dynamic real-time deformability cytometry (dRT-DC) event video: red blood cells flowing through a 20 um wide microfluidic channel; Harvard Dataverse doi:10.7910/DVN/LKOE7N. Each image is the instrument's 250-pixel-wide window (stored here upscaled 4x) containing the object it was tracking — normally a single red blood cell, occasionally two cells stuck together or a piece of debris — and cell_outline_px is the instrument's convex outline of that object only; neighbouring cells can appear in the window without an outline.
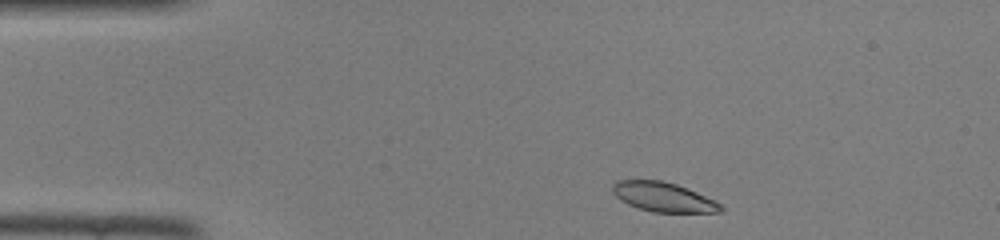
{"species": "common noctule bat (a hibernating species)", "species_latin": "Nyctalus noctula", "temperature_condition": "room temperature", "stored_images_in_passage": 40, "camera_frame_rate_fps": 3000, "um_per_image_px": 0.085, "animal": {"sex": "female", "body_mass_g": 22.0, "forearm_length_mm": 56.7}, "frame": {"image": 1, "passage_image": 2, "time_ms": 0.333, "image_size_px": [1000, 240], "cell_outline_px": [[724, 208], [720, 212], [652, 212], [628, 204], [620, 200], [612, 192], [612, 184], [616, 180], [660, 180], [676, 184], [716, 200]], "centroid_in_image_um": [56.37, 16.74], "position_along_channel_um": 28.6, "area_um2": 18.5}}
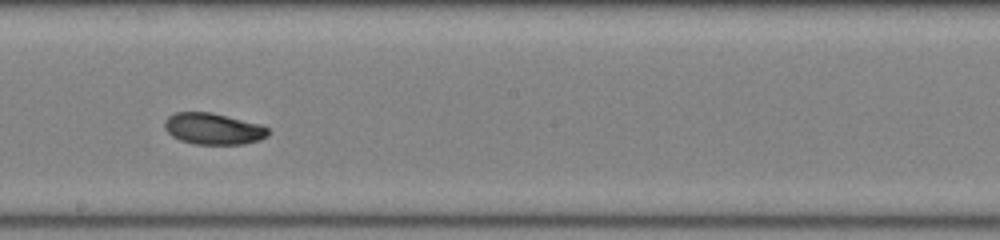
{"frame": {"image": 2, "passage_image": 20, "time_ms": 6.333, "image_size_px": [1000, 240], "cell_outline_px": [[268, 136], [260, 140], [244, 144], [196, 144], [180, 140], [172, 136], [164, 128], [164, 120], [168, 116], [176, 112], [212, 112], [260, 124], [268, 128]], "centroid_in_image_um": [18.12, 10.94], "position_along_channel_um": 230.1, "area_um2": 19.02}}
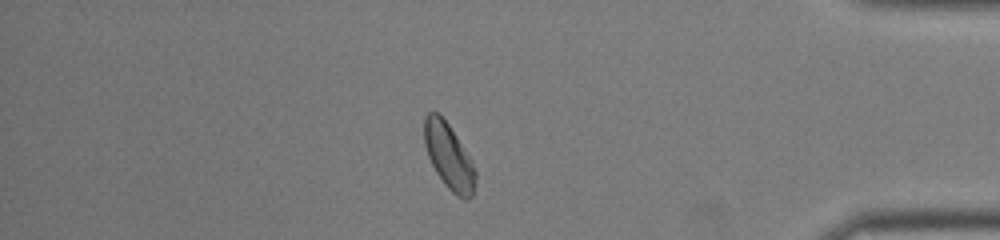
{"frame": {"image": 3, "passage_image": 34, "time_ms": 11.0, "image_size_px": [1000, 240], "cell_outline_px": [[476, 180], [472, 196], [468, 200], [464, 200], [456, 196], [444, 184], [436, 172], [428, 156], [424, 144], [424, 116], [428, 112], [436, 112], [448, 124], [472, 160], [476, 172]], "centroid_in_image_um": [38.16, 13.33], "position_along_channel_um": 397.0, "area_um2": 19.54}}